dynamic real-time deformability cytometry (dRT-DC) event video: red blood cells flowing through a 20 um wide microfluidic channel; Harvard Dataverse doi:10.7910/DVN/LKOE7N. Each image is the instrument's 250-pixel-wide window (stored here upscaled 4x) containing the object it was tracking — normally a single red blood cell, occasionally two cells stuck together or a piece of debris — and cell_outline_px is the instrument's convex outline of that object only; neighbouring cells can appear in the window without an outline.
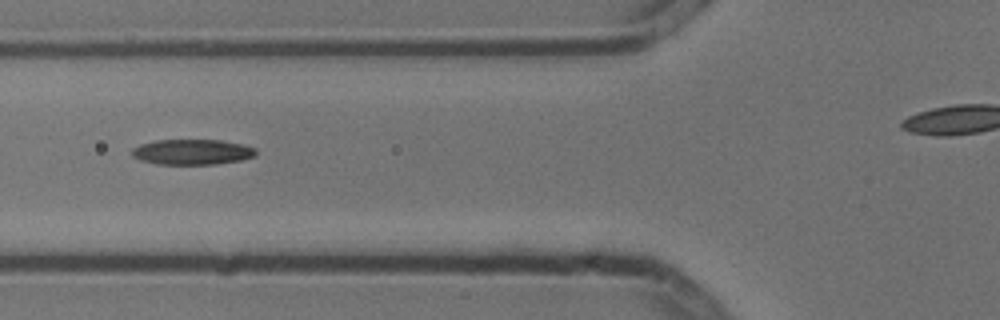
{"species": "common noctule bat (a hibernating species)", "species_latin": "Nyctalus noctula", "temperature_condition": "cold", "stored_images_in_passage": 3, "camera_frame_rate_fps": 3000, "um_per_image_px": 0.085, "animal": {"sex": "male", "body_mass_g": 13.3}, "frame": {"image": 1, "passage_image": 2, "time_ms": 0.333, "image_size_px": [1000, 320], "cell_outline_px": [[256, 156], [240, 160], [216, 164], [156, 164], [140, 160], [132, 156], [132, 148], [140, 144], [156, 140], [220, 140], [244, 144], [256, 148]], "centroid_in_image_um": [16.34, 12.91], "position_along_channel_um": 109.5, "area_um2": 18.44}}
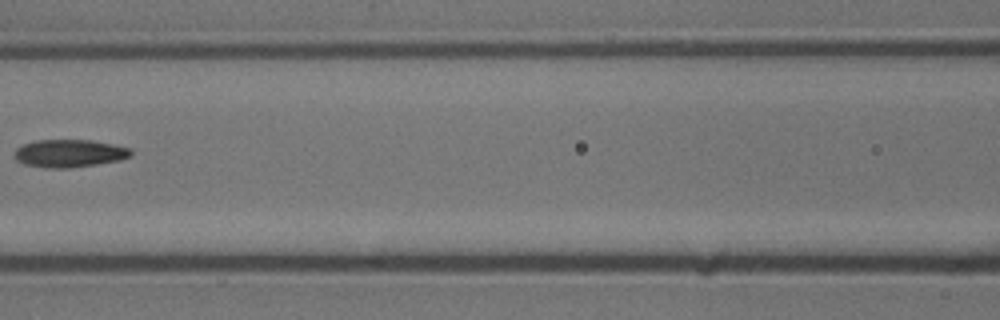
{"frame": {"image": 2, "passage_image": 3, "time_ms": 0.667, "image_size_px": [1000, 320], "cell_outline_px": [[132, 156], [120, 160], [96, 164], [68, 168], [48, 168], [24, 164], [16, 160], [16, 148], [24, 144], [36, 140], [92, 140], [132, 148]], "centroid_in_image_um": [5.93, 13.03], "position_along_channel_um": 160.7, "area_um2": 18.79}}